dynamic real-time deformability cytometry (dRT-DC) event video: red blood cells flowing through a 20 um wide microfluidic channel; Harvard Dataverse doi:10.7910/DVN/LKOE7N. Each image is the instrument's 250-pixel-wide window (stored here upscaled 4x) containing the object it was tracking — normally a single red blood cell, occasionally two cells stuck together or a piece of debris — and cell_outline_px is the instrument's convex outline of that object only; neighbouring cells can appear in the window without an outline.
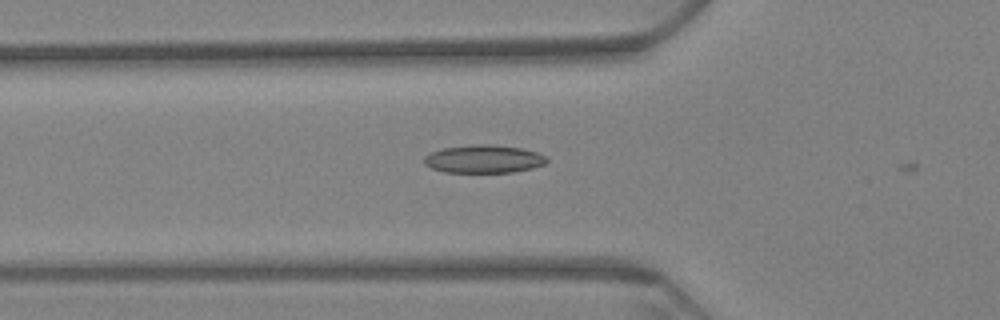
{"species": "Egyptian fruit bat (a non-hibernating species)", "species_latin": "Rousettus aegyptiacus", "temperature_condition": "warm", "stored_images_in_passage": 8, "camera_frame_rate_fps": 3000, "um_per_image_px": 0.085, "animal": {"sex": "female"}, "frame": {"image": 1, "passage_image": 7, "time_ms": 2.0, "image_size_px": [1000, 320], "cell_outline_px": [[548, 160], [544, 164], [532, 168], [512, 172], [444, 172], [432, 168], [424, 164], [424, 156], [428, 152], [444, 148], [472, 144], [492, 144], [524, 148], [548, 156]], "centroid_in_image_um": [41.12, 13.5], "position_along_channel_um": 84.7, "area_um2": 20.23}}